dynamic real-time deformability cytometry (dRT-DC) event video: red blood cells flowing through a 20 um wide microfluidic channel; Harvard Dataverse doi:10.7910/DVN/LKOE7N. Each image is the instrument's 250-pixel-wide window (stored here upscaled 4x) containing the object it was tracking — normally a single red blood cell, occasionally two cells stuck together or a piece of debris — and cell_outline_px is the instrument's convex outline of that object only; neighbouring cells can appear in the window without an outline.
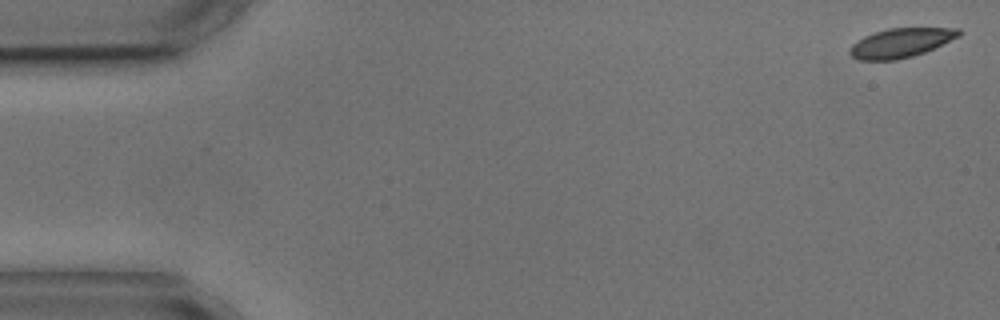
{"species": "common noctule bat (a hibernating species)", "species_latin": "Nyctalus noctula", "temperature_condition": "cold", "stored_images_in_passage": 5, "camera_frame_rate_fps": 3000, "um_per_image_px": 0.085, "animal": {"sex": "male", "body_mass_g": 17.9, "forearm_length_mm": 54.2}, "frame": {"image": 1, "passage_image": 1, "time_ms": 0.0, "image_size_px": [1000, 320], "cell_outline_px": [[964, 32], [960, 36], [924, 52], [912, 56], [896, 60], [860, 60], [852, 56], [848, 52], [848, 48], [852, 44], [864, 36], [888, 28], [960, 28]], "centroid_in_image_um": [76.57, 3.64], "position_along_channel_um": 8.4, "area_um2": 18.55}}
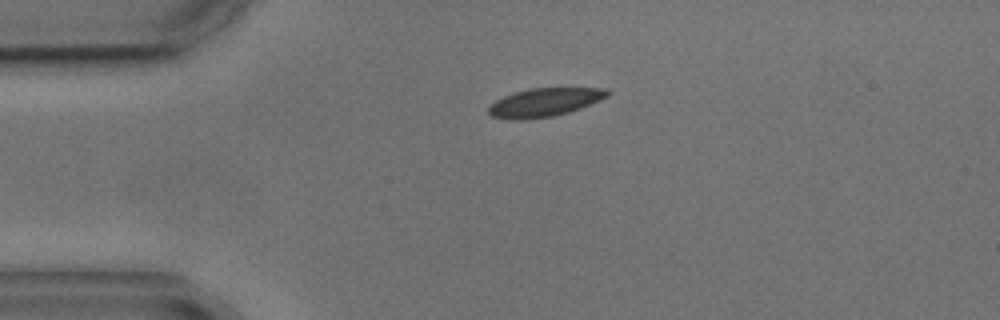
{"frame": {"image": 2, "passage_image": 4, "time_ms": 3.667, "image_size_px": [1000, 320], "cell_outline_px": [[612, 92], [608, 96], [580, 108], [568, 112], [552, 116], [524, 120], [508, 120], [492, 116], [488, 112], [488, 108], [496, 100], [504, 96], [528, 88], [604, 88]], "centroid_in_image_um": [46.27, 8.7], "position_along_channel_um": 38.7, "area_um2": 19.59}}